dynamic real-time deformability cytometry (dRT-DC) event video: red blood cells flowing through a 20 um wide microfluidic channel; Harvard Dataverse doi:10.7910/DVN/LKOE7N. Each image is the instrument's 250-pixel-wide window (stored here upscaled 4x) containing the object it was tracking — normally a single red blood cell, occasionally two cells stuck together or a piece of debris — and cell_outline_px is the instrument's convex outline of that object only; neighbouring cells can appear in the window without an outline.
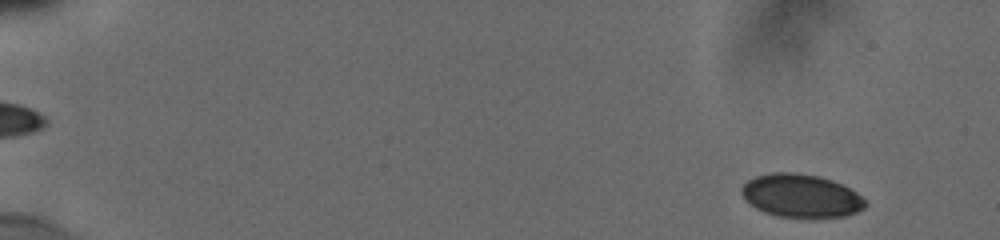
{"species": "human", "species_latin": "Homo sapiens", "temperature_condition": "cold", "stored_images_in_passage": 53, "camera_frame_rate_fps": 3000, "um_per_image_px": 0.085, "donor": {"sex": "male"}, "frame": {"image": 1, "passage_image": 3, "time_ms": 0.667, "image_size_px": [1000, 240], "cell_outline_px": [[868, 204], [864, 208], [856, 212], [844, 216], [812, 220], [808, 220], [780, 216], [764, 212], [756, 208], [740, 192], [740, 188], [748, 180], [756, 176], [772, 172], [796, 172], [820, 176], [832, 180], [856, 192]], "centroid_in_image_um": [68.11, 16.67], "position_along_channel_um": 16.9, "area_um2": 31.62}}
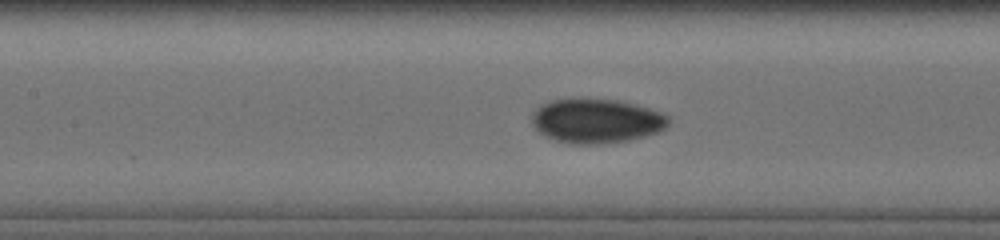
{"frame": {"image": 2, "passage_image": 26, "time_ms": 8.333, "image_size_px": [1000, 240], "cell_outline_px": [[668, 124], [664, 128], [656, 132], [644, 136], [628, 140], [600, 144], [572, 144], [556, 140], [540, 132], [532, 124], [532, 116], [540, 104], [552, 100], [572, 96], [616, 100], [648, 108], [660, 112], [668, 116]], "centroid_in_image_um": [50.65, 10.24], "position_along_channel_um": 156.8, "area_um2": 35.43}}
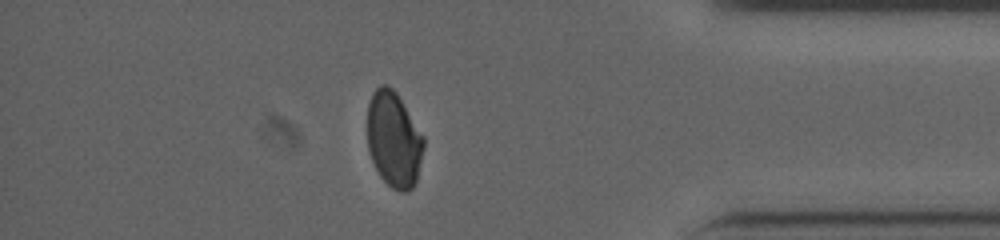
{"frame": {"image": 3, "passage_image": 47, "time_ms": 15.333, "image_size_px": [1000, 240], "cell_outline_px": [[424, 148], [416, 180], [412, 188], [408, 192], [400, 192], [392, 188], [380, 176], [372, 160], [368, 148], [368, 104], [372, 92], [380, 84], [388, 84], [396, 92], [424, 136]], "centroid_in_image_um": [33.48, 11.84], "position_along_channel_um": 401.7, "area_um2": 31.39}, "authors_computed_cell_mechanics": {"area_um2": 32.5992, "velocity_mm_per_s": 3.8514, "shape_relaxation_time_tau1_ms": null, "shape_relaxation_time_tau2_ms": 2.7373, "deformation_change_tau1": null, "deformation_change_tau2": 0.0398}}